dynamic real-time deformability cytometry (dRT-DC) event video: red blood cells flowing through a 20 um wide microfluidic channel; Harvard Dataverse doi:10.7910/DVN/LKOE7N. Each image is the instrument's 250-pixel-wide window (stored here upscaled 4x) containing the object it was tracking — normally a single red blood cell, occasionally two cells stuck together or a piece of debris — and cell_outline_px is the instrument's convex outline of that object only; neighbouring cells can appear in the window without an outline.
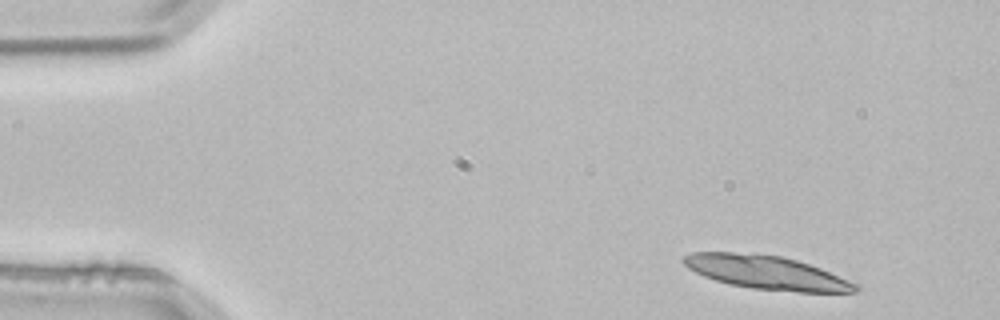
{"species": "common noctule bat (a hibernating species)", "species_latin": "Nyctalus noctula", "temperature_condition": "room temperature", "stored_images_in_passage": 3, "camera_frame_rate_fps": 3000, "um_per_image_px": 0.085, "animal": {"sex": "male", "body_mass_g": 21.5, "forearm_length_mm": 52.0}, "frame": {"image": 1, "passage_image": 1, "time_ms": 0.0, "image_size_px": [1000, 320], "cell_outline_px": [[860, 288], [856, 292], [800, 292], [752, 288], [728, 284], [704, 276], [688, 268], [680, 260], [684, 256], [692, 252], [732, 252], [780, 256], [796, 260], [820, 268], [860, 284]], "centroid_in_image_um": [65.17, 23.17], "position_along_channel_um": 19.8, "area_um2": 33.52}}